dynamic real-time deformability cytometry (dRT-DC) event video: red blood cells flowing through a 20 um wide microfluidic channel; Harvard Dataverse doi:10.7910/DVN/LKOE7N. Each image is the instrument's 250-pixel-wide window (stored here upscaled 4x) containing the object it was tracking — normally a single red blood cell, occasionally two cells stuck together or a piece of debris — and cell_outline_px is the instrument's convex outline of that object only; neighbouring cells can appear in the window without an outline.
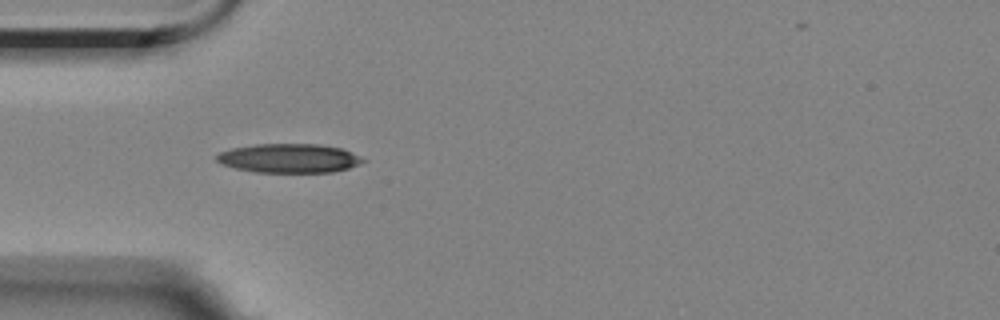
{"species": "Egyptian fruit bat (a non-hibernating species)", "species_latin": "Rousettus aegyptiacus", "temperature_condition": "room temperature", "stored_images_in_passage": 2, "camera_frame_rate_fps": 3000, "um_per_image_px": 0.085, "animal": {"sex": "female"}, "frame": {"image": 1, "passage_image": 1, "time_ms": 0.0, "image_size_px": [1000, 320], "cell_outline_px": [[368, 160], [360, 164], [348, 168], [332, 172], [256, 172], [236, 168], [220, 164], [216, 160], [216, 156], [220, 152], [232, 148], [256, 144], [316, 144], [340, 148], [352, 152]], "centroid_in_image_um": [24.58, 13.45], "position_along_channel_um": 60.4, "area_um2": 24.74}}
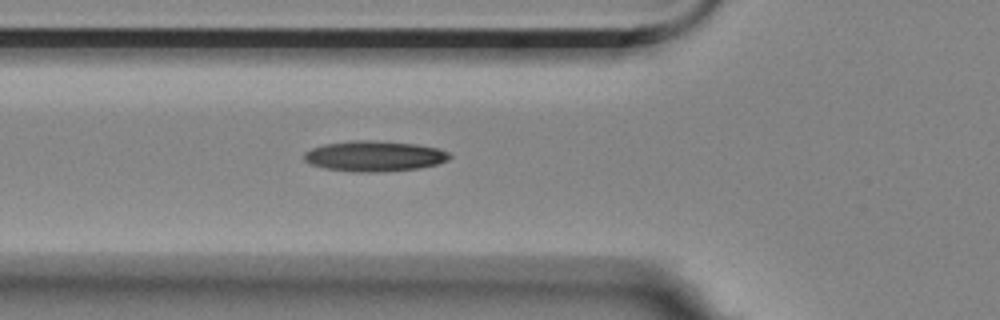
{"frame": {"image": 2, "passage_image": 2, "time_ms": 1.0, "image_size_px": [1000, 320], "cell_outline_px": [[452, 156], [448, 160], [436, 164], [420, 168], [380, 172], [356, 172], [324, 168], [312, 164], [304, 160], [304, 152], [312, 148], [324, 144], [352, 140], [372, 140], [416, 144], [440, 148], [448, 152]], "centroid_in_image_um": [31.83, 13.26], "position_along_channel_um": 94.0, "area_um2": 25.95}}